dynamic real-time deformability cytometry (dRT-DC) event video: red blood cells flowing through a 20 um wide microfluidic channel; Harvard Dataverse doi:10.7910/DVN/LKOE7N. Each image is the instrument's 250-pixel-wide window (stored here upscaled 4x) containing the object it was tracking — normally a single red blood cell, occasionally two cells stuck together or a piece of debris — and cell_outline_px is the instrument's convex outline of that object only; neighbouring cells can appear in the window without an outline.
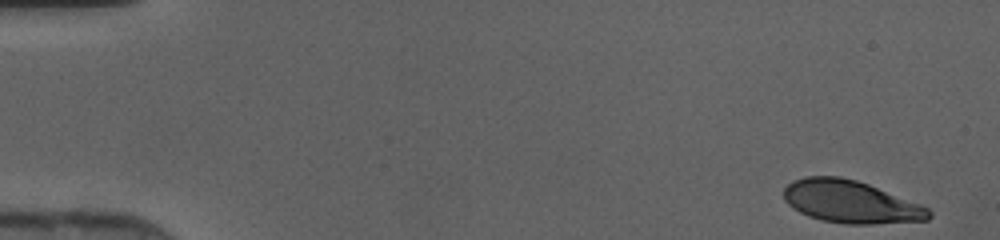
{"species": "human", "species_latin": "Homo sapiens", "temperature_condition": "cold", "stored_images_in_passage": 45, "camera_frame_rate_fps": 3000, "um_per_image_px": 0.085, "donor": {"sex": "female"}, "frame": {"image": 1, "passage_image": 1, "time_ms": 0.0, "image_size_px": [1000, 240], "cell_outline_px": [[932, 216], [928, 220], [872, 224], [844, 224], [824, 220], [808, 216], [792, 208], [784, 200], [784, 188], [792, 180], [804, 176], [840, 176], [856, 180], [868, 184], [920, 204], [928, 208], [932, 212]], "centroid_in_image_um": [72.29, 17.15], "position_along_channel_um": 12.7, "area_um2": 35.95}}
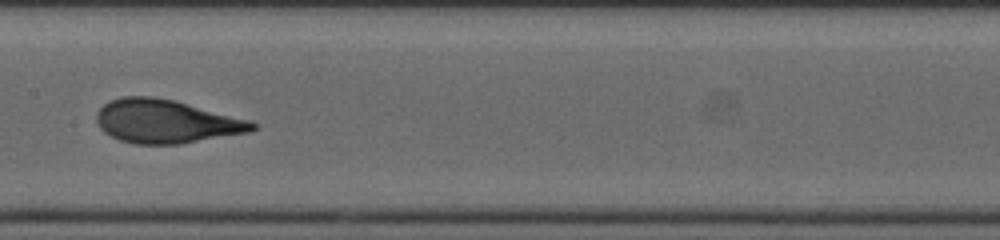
{"frame": {"image": 2, "passage_image": 23, "time_ms": 7.333, "image_size_px": [1000, 240], "cell_outline_px": [[256, 128], [252, 132], [180, 144], [136, 144], [120, 140], [104, 132], [100, 128], [96, 120], [96, 112], [104, 104], [112, 100], [124, 96], [152, 96], [176, 100], [252, 120], [256, 124]], "centroid_in_image_um": [14.16, 10.31], "position_along_channel_um": 193.2, "area_um2": 39.82}}
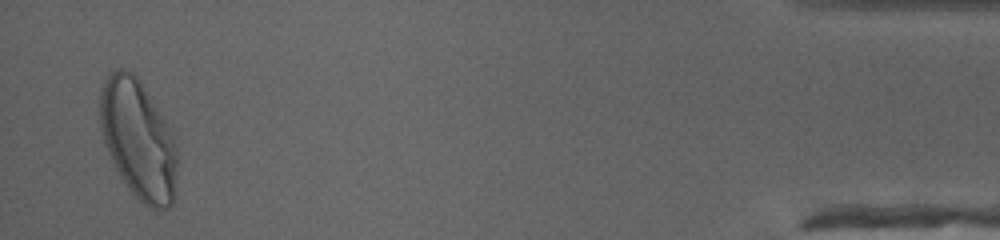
{"frame": {"image": 3, "passage_image": 44, "time_ms": 14.333, "image_size_px": [1000, 240], "cell_outline_px": [[176, 164], [172, 204], [168, 208], [160, 212], [144, 204], [128, 188], [120, 176], [104, 144], [100, 124], [100, 88], [104, 76], [120, 68], [124, 68], [132, 72], [140, 80], [164, 120], [172, 136], [176, 148]], "centroid_in_image_um": [11.71, 11.83], "position_along_channel_um": 423.5, "area_um2": 53.06}}